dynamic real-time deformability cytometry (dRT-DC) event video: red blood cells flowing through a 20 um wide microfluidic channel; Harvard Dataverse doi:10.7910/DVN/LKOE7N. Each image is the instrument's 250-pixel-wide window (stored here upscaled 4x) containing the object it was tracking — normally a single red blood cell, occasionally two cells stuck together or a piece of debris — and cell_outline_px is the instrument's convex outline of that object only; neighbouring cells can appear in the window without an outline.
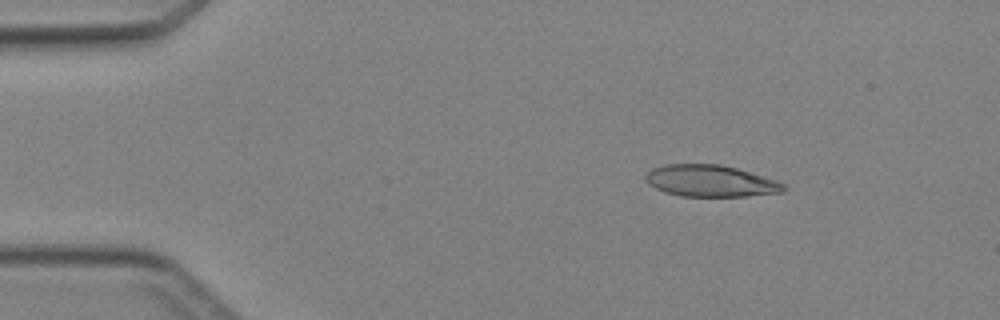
{"species": "Egyptian fruit bat (a non-hibernating species)", "species_latin": "Rousettus aegyptiacus", "temperature_condition": "cold", "stored_images_in_passage": 4, "camera_frame_rate_fps": 3000, "um_per_image_px": 0.085, "animal": {"sex": "female"}, "frame": {"image": 1, "passage_image": 2, "time_ms": 1.333, "image_size_px": [1000, 320], "cell_outline_px": [[788, 188], [784, 192], [748, 196], [680, 196], [664, 192], [648, 184], [644, 180], [644, 176], [652, 168], [664, 164], [720, 164], [736, 168], [776, 180], [788, 184]], "centroid_in_image_um": [60.41, 15.38], "position_along_channel_um": 24.6, "area_um2": 25.72}}
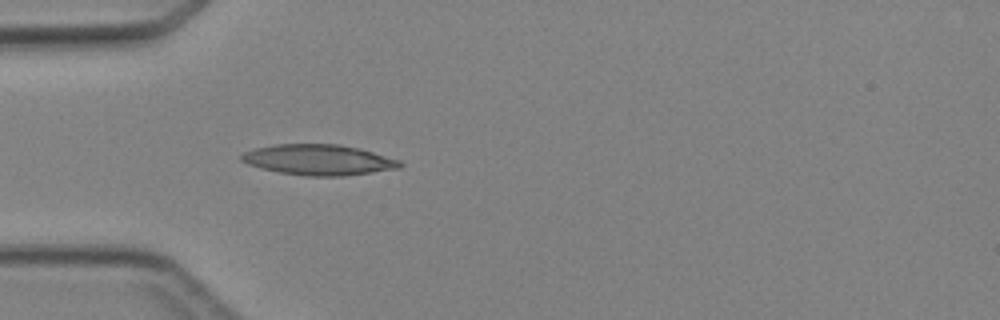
{"frame": {"image": 2, "passage_image": 4, "time_ms": 3.667, "image_size_px": [1000, 320], "cell_outline_px": [[404, 164], [400, 168], [344, 176], [304, 176], [280, 172], [260, 168], [248, 164], [240, 160], [240, 156], [244, 152], [256, 148], [276, 144], [336, 144], [356, 148], [372, 152], [400, 160]], "centroid_in_image_um": [27.07, 13.59], "position_along_channel_um": 57.9, "area_um2": 28.09}}